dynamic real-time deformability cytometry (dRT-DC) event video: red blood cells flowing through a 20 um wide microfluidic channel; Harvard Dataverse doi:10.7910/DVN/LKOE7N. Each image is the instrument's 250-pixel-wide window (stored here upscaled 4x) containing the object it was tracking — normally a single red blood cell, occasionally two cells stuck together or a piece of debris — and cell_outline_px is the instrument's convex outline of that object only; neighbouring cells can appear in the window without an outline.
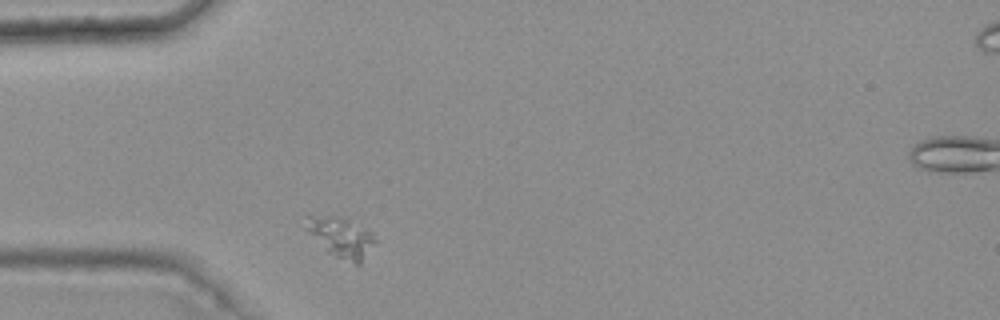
{"species": "common noctule bat (a hibernating species)", "species_latin": "Nyctalus noctula", "temperature_condition": "warm", "stored_images_in_passage": 2, "camera_frame_rate_fps": 3000, "um_per_image_px": 0.085, "animal": {"sex": "female", "body_mass_g": 25.1}, "frame": {"image": 1, "passage_image": 1, "time_ms": 0.0, "image_size_px": [1000, 320], "cell_outline_px": [[376, 240], [360, 264], [356, 264], [336, 256], [308, 232], [304, 228], [308, 216], [336, 216], [348, 220], [372, 232]], "centroid_in_image_um": [29.01, 20.15], "position_along_channel_um": 56.0, "area_um2": 15.32}}